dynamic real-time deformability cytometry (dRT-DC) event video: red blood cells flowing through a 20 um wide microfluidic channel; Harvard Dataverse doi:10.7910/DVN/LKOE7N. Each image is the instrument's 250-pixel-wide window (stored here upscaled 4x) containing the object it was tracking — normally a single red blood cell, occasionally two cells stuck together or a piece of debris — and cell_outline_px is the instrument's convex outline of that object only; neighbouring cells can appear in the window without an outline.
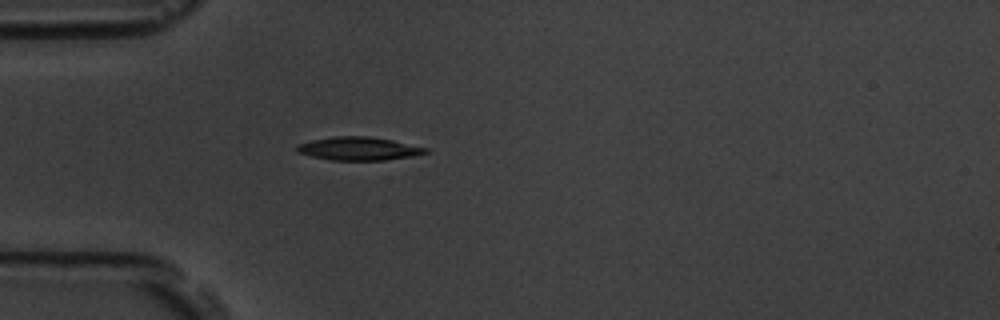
{"species": "common noctule bat (a hibernating species)", "species_latin": "Nyctalus noctula", "temperature_condition": "room temperature", "stored_images_in_passage": 33, "camera_frame_rate_fps": 3000, "um_per_image_px": 0.085, "animal": {"sex": "male", "body_mass_g": 19.5, "forearm_length_mm": 54.6}, "frame": {"image": 1, "passage_image": 1, "time_ms": 0.0, "image_size_px": [1000, 320], "cell_outline_px": [[428, 152], [412, 156], [384, 160], [332, 160], [312, 156], [296, 152], [296, 144], [312, 140], [336, 136], [368, 136], [392, 140], [428, 148]], "centroid_in_image_um": [30.46, 12.63], "position_along_channel_um": 54.5, "area_um2": 17.34}}
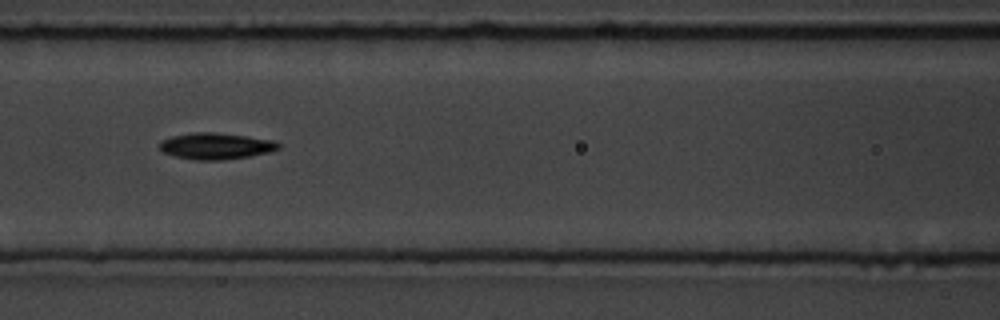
{"frame": {"image": 2, "passage_image": 9, "time_ms": 2.667, "image_size_px": [1000, 320], "cell_outline_px": [[280, 148], [268, 152], [248, 156], [224, 160], [196, 160], [176, 156], [164, 152], [160, 148], [160, 140], [172, 136], [192, 132], [216, 132], [248, 136], [272, 140], [280, 144]], "centroid_in_image_um": [18.34, 12.4], "position_along_channel_um": 148.3, "area_um2": 18.21}}
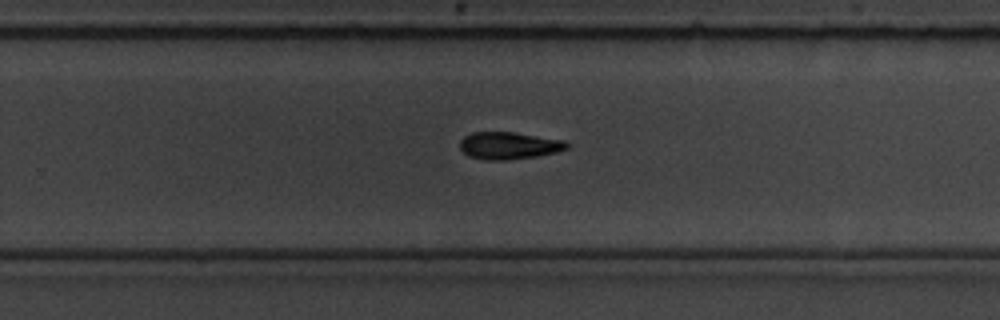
{"frame": {"image": 3, "passage_image": 20, "time_ms": 6.333, "image_size_px": [1000, 320], "cell_outline_px": [[568, 148], [556, 152], [536, 156], [504, 160], [484, 160], [468, 156], [460, 148], [460, 140], [464, 136], [472, 132], [512, 132], [564, 140], [568, 144]], "centroid_in_image_um": [43.22, 12.37], "position_along_channel_um": 286.6, "area_um2": 16.88}, "authors_computed_cell_mechanics": {"area_um2": 18.1492, "velocity_mm_per_s": 3.7767, "shape_relaxation_time_tau1_ms": 2.3182, "shape_relaxation_time_tau2_ms": null, "deformation_change_tau1": 0.1135, "deformation_change_tau2": null}}